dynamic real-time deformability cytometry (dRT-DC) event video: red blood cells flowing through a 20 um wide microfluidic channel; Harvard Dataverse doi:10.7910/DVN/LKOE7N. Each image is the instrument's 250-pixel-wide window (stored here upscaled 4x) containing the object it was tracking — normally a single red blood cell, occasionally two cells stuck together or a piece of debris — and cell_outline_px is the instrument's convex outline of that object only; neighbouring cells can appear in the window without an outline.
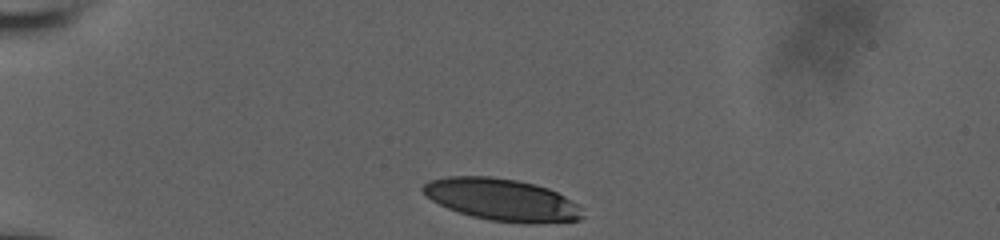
{"species": "human", "species_latin": "Homo sapiens", "temperature_condition": "room temperature", "stored_images_in_passage": 34, "camera_frame_rate_fps": 3000, "um_per_image_px": 0.085, "donor": {"sex": "male"}, "frame": {"image": 1, "passage_image": 1, "time_ms": 0.0, "image_size_px": [1000, 240], "cell_outline_px": [[584, 216], [580, 220], [536, 224], [524, 224], [488, 220], [472, 216], [448, 208], [432, 200], [420, 188], [428, 180], [448, 176], [488, 176], [516, 180], [548, 188], [564, 196], [576, 204], [580, 208]], "centroid_in_image_um": [42.66, 16.98], "position_along_channel_um": 42.3, "area_um2": 39.02}}
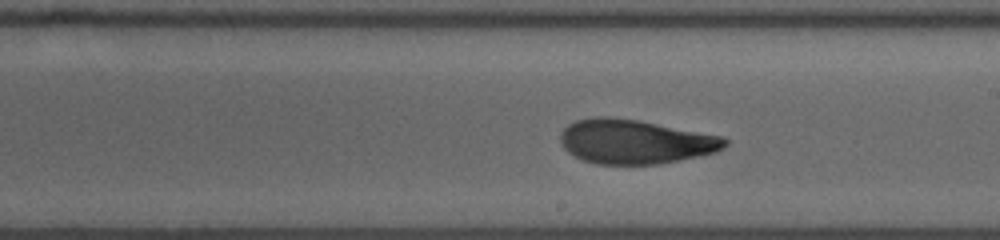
{"frame": {"image": 2, "passage_image": 20, "time_ms": 6.333, "image_size_px": [1000, 240], "cell_outline_px": [[728, 144], [724, 148], [716, 152], [660, 164], [596, 164], [580, 160], [568, 152], [564, 148], [560, 140], [560, 132], [568, 124], [576, 120], [596, 116], [608, 116], [636, 120], [724, 136], [728, 140]], "centroid_in_image_um": [53.97, 12.04], "position_along_channel_um": 235.0, "area_um2": 42.6}}
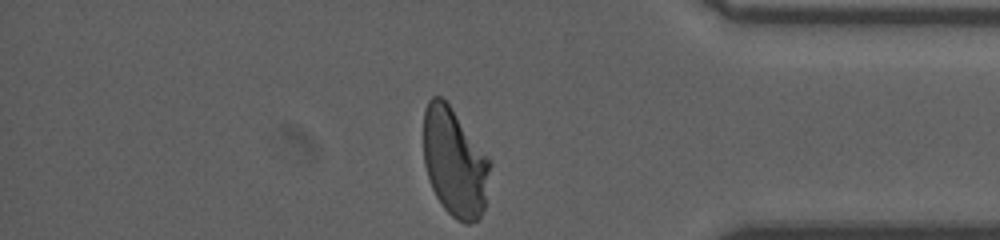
{"frame": {"image": 3, "passage_image": 34, "time_ms": 11.0, "image_size_px": [1000, 240], "cell_outline_px": [[492, 164], [484, 208], [480, 216], [476, 220], [468, 224], [464, 224], [456, 220], [444, 208], [436, 196], [428, 180], [424, 164], [424, 108], [428, 100], [432, 96], [440, 96], [448, 104], [492, 160]], "centroid_in_image_um": [38.65, 13.82], "position_along_channel_um": 396.5, "area_um2": 42.25}, "authors_computed_cell_mechanics": {"area_um2": 42.4541, "velocity_mm_per_s": 3.8603, "shape_relaxation_time_tau1_ms": 5.5241, "shape_relaxation_time_tau2_ms": 1.3648, "deformation_change_tau1": 0.2008, "deformation_change_tau2": 0.0815}}